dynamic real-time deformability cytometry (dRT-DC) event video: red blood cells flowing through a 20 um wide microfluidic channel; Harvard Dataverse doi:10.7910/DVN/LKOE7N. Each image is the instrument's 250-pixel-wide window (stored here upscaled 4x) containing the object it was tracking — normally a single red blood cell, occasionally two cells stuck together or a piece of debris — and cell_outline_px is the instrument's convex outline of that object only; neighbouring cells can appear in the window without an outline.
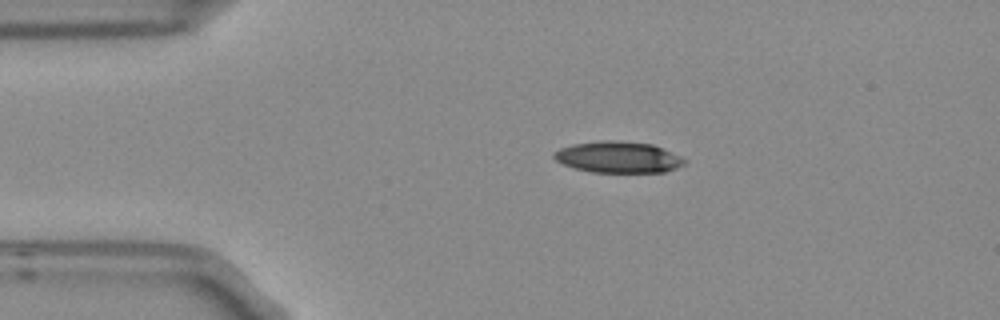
{"species": "Egyptian fruit bat (a non-hibernating species)", "species_latin": "Rousettus aegyptiacus", "temperature_condition": "room temperature", "stored_images_in_passage": 2, "camera_frame_rate_fps": 3000, "um_per_image_px": 0.085, "frame": {"image": 1, "passage_image": 1, "time_ms": 0.0, "image_size_px": [1000, 320], "cell_outline_px": [[684, 164], [676, 168], [664, 172], [592, 172], [576, 168], [564, 164], [556, 160], [552, 156], [552, 152], [560, 148], [572, 144], [604, 140], [616, 140], [652, 144], [680, 156], [684, 160]], "centroid_in_image_um": [52.51, 13.35], "position_along_channel_um": 32.5, "area_um2": 23.64}}